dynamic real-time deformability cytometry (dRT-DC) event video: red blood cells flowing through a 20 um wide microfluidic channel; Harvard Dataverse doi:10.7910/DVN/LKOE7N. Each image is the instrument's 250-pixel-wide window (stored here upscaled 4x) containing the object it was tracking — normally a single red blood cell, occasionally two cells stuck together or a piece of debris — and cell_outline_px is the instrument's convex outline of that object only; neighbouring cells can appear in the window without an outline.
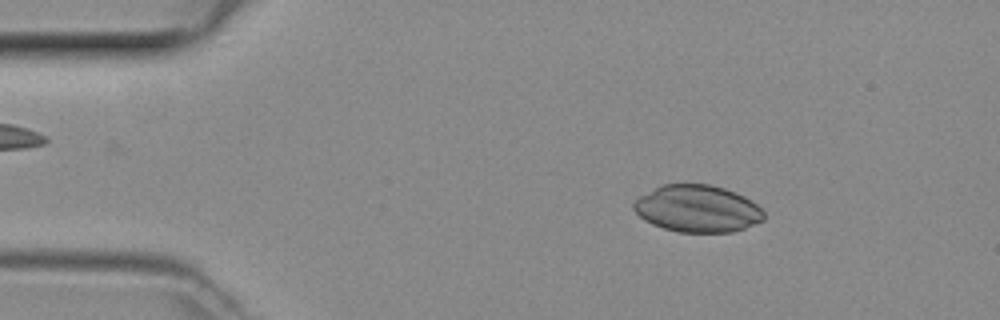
{"species": "common noctule bat (a hibernating species)", "species_latin": "Nyctalus noctula", "temperature_condition": "room temperature", "stored_images_in_passage": 11, "camera_frame_rate_fps": 3000, "um_per_image_px": 0.085, "animal": {"sex": "female", "body_mass_g": 29.2, "forearm_length_mm": 56.3}, "frame": {"image": 1, "passage_image": 7, "time_ms": 2.0, "image_size_px": [1000, 320], "cell_outline_px": [[764, 220], [744, 228], [732, 232], [680, 232], [664, 228], [652, 224], [644, 220], [632, 208], [632, 204], [640, 196], [660, 184], [708, 184], [724, 188], [736, 192], [752, 200], [764, 212]], "centroid_in_image_um": [59.28, 17.73], "position_along_channel_um": 25.7, "area_um2": 35.72}}